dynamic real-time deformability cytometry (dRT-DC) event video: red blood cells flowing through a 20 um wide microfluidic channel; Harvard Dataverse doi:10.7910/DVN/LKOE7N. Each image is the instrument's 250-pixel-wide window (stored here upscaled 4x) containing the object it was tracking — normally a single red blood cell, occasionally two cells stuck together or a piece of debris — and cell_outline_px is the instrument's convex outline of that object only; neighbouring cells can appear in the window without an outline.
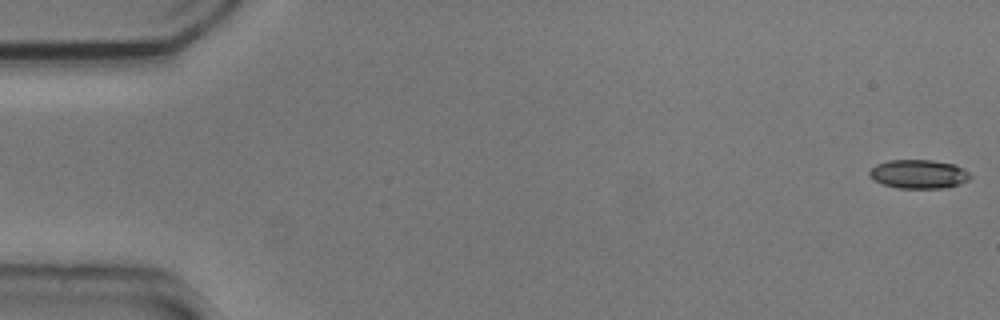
{"species": "common noctule bat (a hibernating species)", "species_latin": "Nyctalus noctula", "temperature_condition": "cold", "stored_images_in_passage": 47, "camera_frame_rate_fps": 3000, "um_per_image_px": 0.085, "animal": {"sex": "male", "body_mass_g": 20.5, "forearm_length_mm": 52.5}, "frame": {"image": 1, "passage_image": 1, "time_ms": 0.0, "image_size_px": [1000, 320], "cell_outline_px": [[972, 176], [968, 180], [944, 188], [896, 188], [872, 180], [868, 176], [868, 172], [876, 164], [888, 160], [932, 160], [956, 164], [968, 172]], "centroid_in_image_um": [78.05, 14.79], "position_along_channel_um": 7.0, "area_um2": 16.99}}
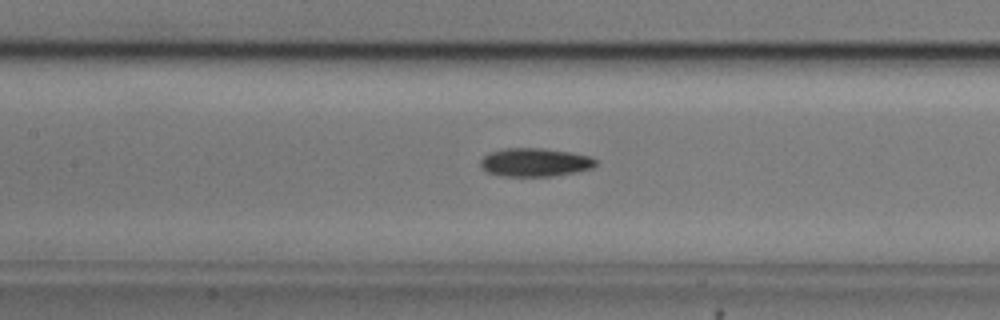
{"frame": {"image": 2, "passage_image": 25, "time_ms": 8.0, "image_size_px": [1000, 320], "cell_outline_px": [[596, 164], [592, 168], [552, 176], [504, 176], [488, 172], [480, 168], [480, 160], [488, 152], [504, 148], [544, 148], [572, 152], [592, 156], [596, 160]], "centroid_in_image_um": [45.45, 13.78], "position_along_channel_um": 162.0, "area_um2": 19.19}}
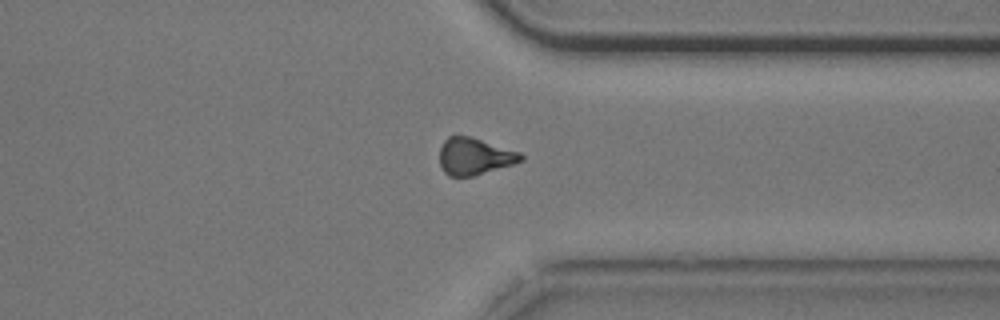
{"frame": {"image": 3, "passage_image": 42, "time_ms": 13.667, "image_size_px": [1000, 320], "cell_outline_px": [[524, 160], [512, 164], [472, 176], [448, 176], [444, 172], [440, 164], [440, 148], [444, 140], [448, 136], [468, 136], [520, 152], [524, 156]], "centroid_in_image_um": [40.31, 13.29], "position_along_channel_um": 371.1, "area_um2": 17.22}}